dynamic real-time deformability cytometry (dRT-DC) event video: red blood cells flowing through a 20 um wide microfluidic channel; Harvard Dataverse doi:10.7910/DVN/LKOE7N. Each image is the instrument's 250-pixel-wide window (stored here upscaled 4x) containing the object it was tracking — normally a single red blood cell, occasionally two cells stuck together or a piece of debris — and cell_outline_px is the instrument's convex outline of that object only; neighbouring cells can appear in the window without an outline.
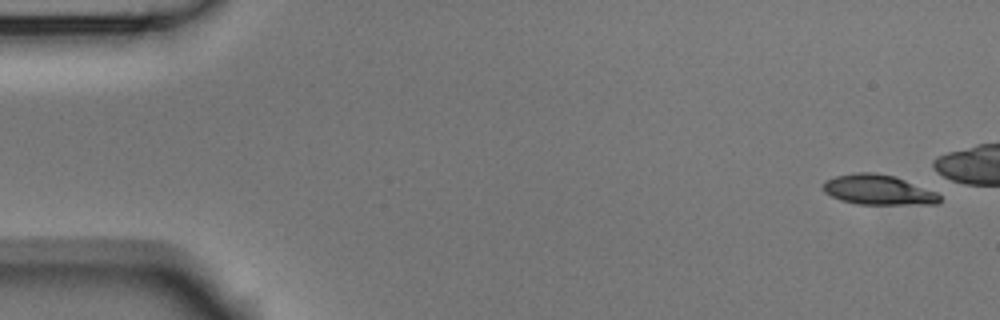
{"species": "Egyptian fruit bat (a non-hibernating species)", "species_latin": "Rousettus aegyptiacus", "temperature_condition": "room temperature", "stored_images_in_passage": 12, "camera_frame_rate_fps": 3000, "um_per_image_px": 0.085, "animal": {"sex": "male"}, "frame": {"image": 1, "passage_image": 1, "time_ms": 0.0, "image_size_px": [1000, 320], "cell_outline_px": [[940, 200], [936, 204], [856, 204], [840, 200], [824, 192], [824, 184], [828, 180], [836, 176], [856, 172], [872, 172], [892, 176], [904, 180], [936, 192], [940, 196]], "centroid_in_image_um": [74.64, 16.14], "position_along_channel_um": 10.4, "area_um2": 20.0}}
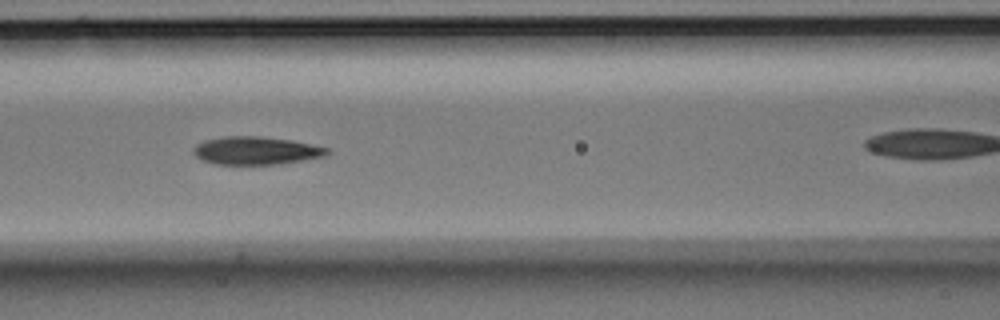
{"frame": {"image": 2, "passage_image": 7, "time_ms": 2.0, "image_size_px": [1000, 320], "cell_outline_px": [[332, 152], [324, 156], [276, 164], [216, 164], [204, 160], [196, 156], [192, 152], [192, 148], [196, 144], [204, 140], [224, 136], [260, 136], [292, 140], [328, 148]], "centroid_in_image_um": [21.73, 12.79], "position_along_channel_um": 144.9, "area_um2": 21.68}}
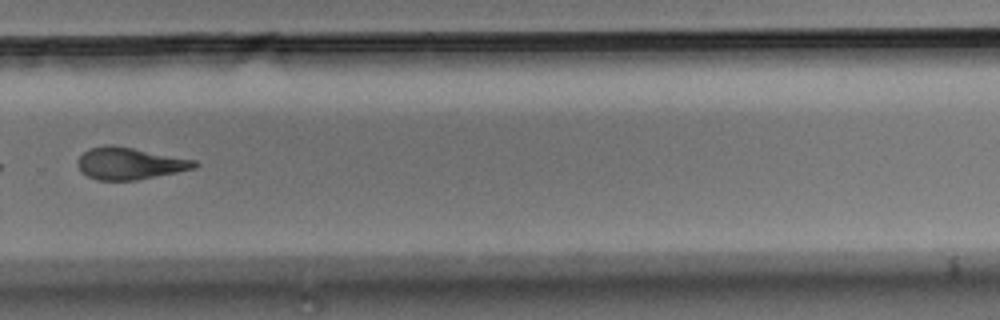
{"frame": {"image": 3, "passage_image": 12, "time_ms": 3.667, "image_size_px": [1000, 320], "cell_outline_px": [[200, 164], [196, 168], [136, 180], [96, 180], [80, 172], [80, 156], [84, 152], [92, 148], [104, 144], [112, 144], [196, 160]], "centroid_in_image_um": [11.05, 13.89], "position_along_channel_um": 318.7, "area_um2": 21.56}}